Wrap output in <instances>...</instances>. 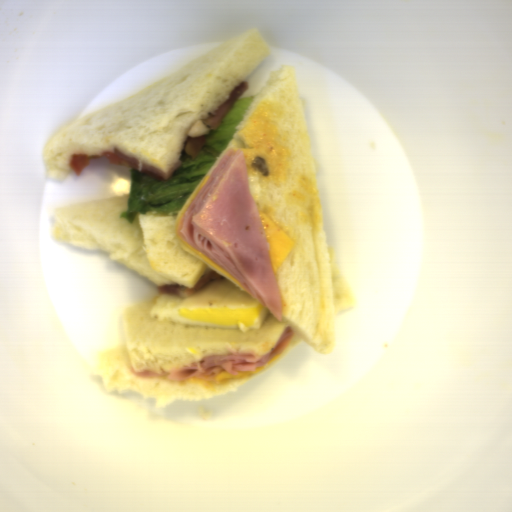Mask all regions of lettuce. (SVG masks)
Returning a JSON list of instances; mask_svg holds the SVG:
<instances>
[{"label": "lettuce", "mask_w": 512, "mask_h": 512, "mask_svg": "<svg viewBox=\"0 0 512 512\" xmlns=\"http://www.w3.org/2000/svg\"><path fill=\"white\" fill-rule=\"evenodd\" d=\"M253 102L254 95L239 96L218 127L215 130L207 129L203 136L204 146L194 159L185 152V138L178 153V161H181V164L169 179L160 180L140 172L135 167L131 169L128 210L122 212L121 218L131 224L137 213L143 216L147 212L167 216L178 215L216 159L226 149L236 132V127Z\"/></svg>", "instance_id": "lettuce-1"}]
</instances>
